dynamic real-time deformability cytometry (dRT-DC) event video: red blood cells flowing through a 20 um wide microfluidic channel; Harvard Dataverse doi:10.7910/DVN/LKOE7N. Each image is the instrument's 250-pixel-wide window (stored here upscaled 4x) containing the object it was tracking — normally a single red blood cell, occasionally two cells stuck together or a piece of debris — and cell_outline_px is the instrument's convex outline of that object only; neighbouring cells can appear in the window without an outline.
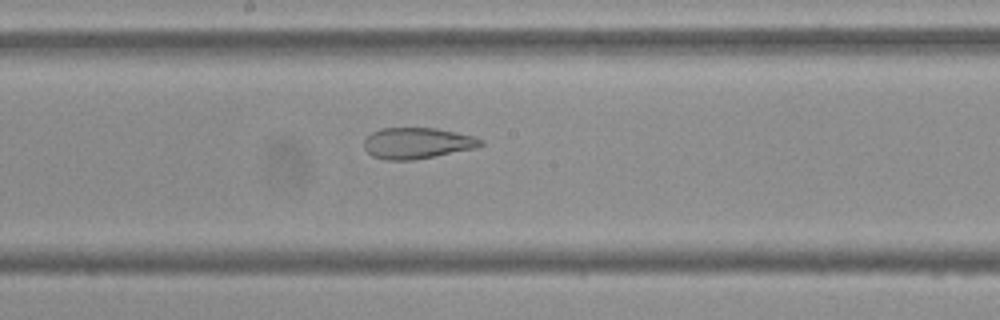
{"species": "Egyptian fruit bat (a non-hibernating species)", "species_latin": "Rousettus aegyptiacus", "temperature_condition": "cold", "stored_images_in_passage": 53, "camera_frame_rate_fps": 3000, "um_per_image_px": 0.085, "frame": {"image": 1, "passage_image": 28, "time_ms": 9.0, "image_size_px": [1000, 320], "cell_outline_px": [[484, 144], [476, 148], [412, 160], [384, 160], [372, 156], [364, 148], [364, 140], [372, 132], [380, 128], [436, 128], [472, 136], [484, 140]], "centroid_in_image_um": [35.44, 12.17], "position_along_channel_um": 212.8, "area_um2": 21.04}}
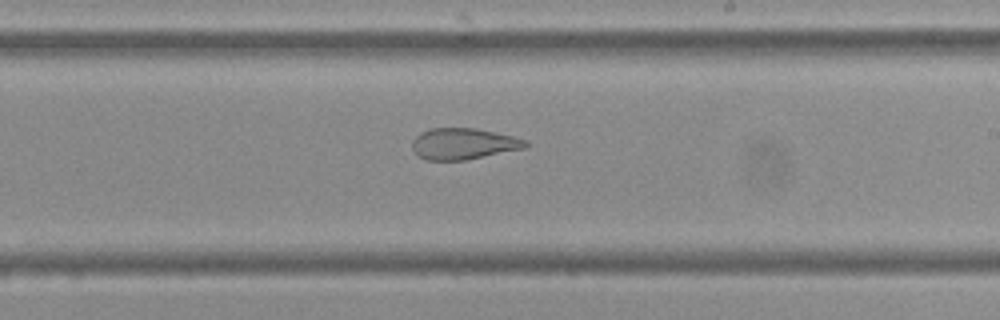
{"frame": {"image": 2, "passage_image": 31, "time_ms": 10.0, "image_size_px": [1000, 320], "cell_outline_px": [[528, 148], [464, 160], [428, 160], [420, 156], [412, 148], [412, 140], [420, 132], [428, 128], [476, 128], [496, 132], [528, 140]], "centroid_in_image_um": [39.42, 12.21], "position_along_channel_um": 249.6, "area_um2": 20.75}}
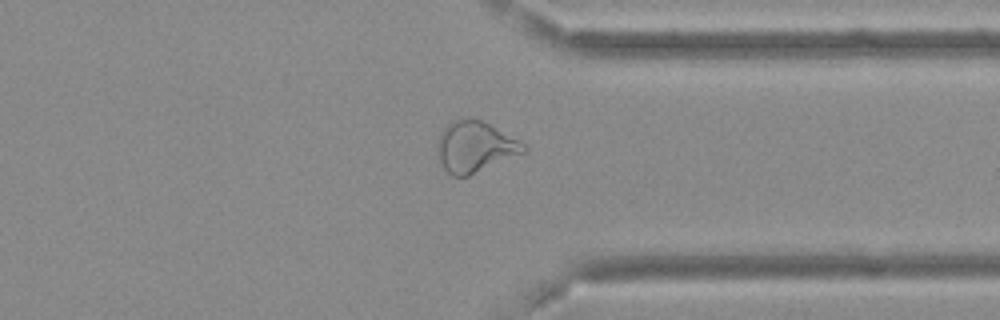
{"frame": {"image": 3, "passage_image": 41, "time_ms": 13.333, "image_size_px": [1000, 320], "cell_outline_px": [[528, 148], [524, 152], [468, 176], [452, 176], [444, 168], [440, 160], [440, 132], [448, 124], [456, 120], [480, 120], [488, 124], [524, 144]], "centroid_in_image_um": [40.38, 12.51], "position_along_channel_um": 371.0, "area_um2": 24.33}, "authors_computed_cell_mechanics": {"area_um2": 27.2238, "velocity_mm_per_s": 3.6971, "shape_relaxation_time_tau1_ms": null, "shape_relaxation_time_tau2_ms": 2.4551, "deformation_change_tau1": null, "deformation_change_tau2": 0.1107}}